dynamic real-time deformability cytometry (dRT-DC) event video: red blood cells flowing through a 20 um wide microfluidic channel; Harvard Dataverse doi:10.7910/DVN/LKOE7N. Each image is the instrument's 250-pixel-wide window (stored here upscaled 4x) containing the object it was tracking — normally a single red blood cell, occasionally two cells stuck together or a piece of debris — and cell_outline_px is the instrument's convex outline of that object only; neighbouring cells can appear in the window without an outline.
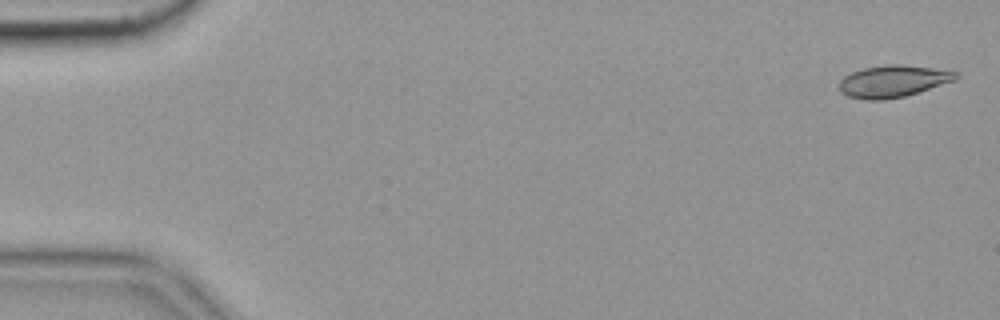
{"species": "common noctule bat (a hibernating species)", "species_latin": "Nyctalus noctula", "temperature_condition": "cold", "stored_images_in_passage": 57, "camera_frame_rate_fps": 3000, "um_per_image_px": 0.085, "animal": {"sex": "female", "body_mass_g": 19.9}, "frame": {"image": 1, "passage_image": 2, "time_ms": 0.333, "image_size_px": [1000, 320], "cell_outline_px": [[960, 76], [956, 80], [904, 96], [884, 100], [864, 100], [848, 96], [840, 92], [840, 80], [844, 76], [852, 72], [864, 68], [884, 64], [900, 64], [932, 68], [956, 72]], "centroid_in_image_um": [75.88, 6.9], "position_along_channel_um": 9.1, "area_um2": 21.62}}
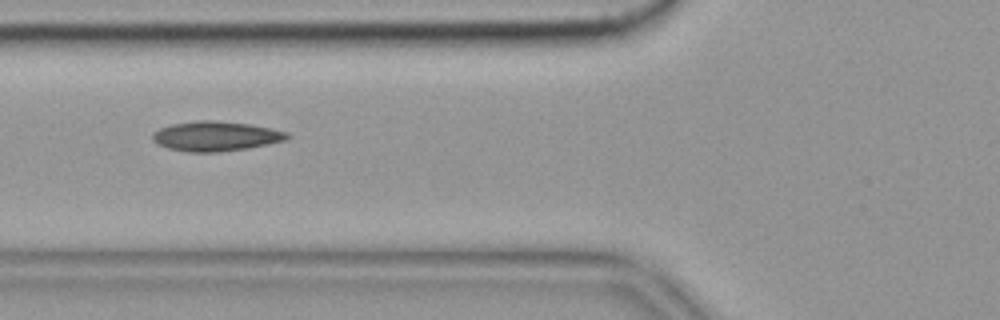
{"frame": {"image": 2, "passage_image": 22, "time_ms": 7.0, "image_size_px": [1000, 320], "cell_outline_px": [[292, 136], [288, 140], [248, 148], [216, 152], [188, 152], [168, 148], [152, 140], [152, 132], [160, 128], [172, 124], [196, 120], [216, 120], [248, 124], [272, 128], [288, 132]], "centroid_in_image_um": [18.37, 11.57], "position_along_channel_um": 107.4, "area_um2": 23.47}}
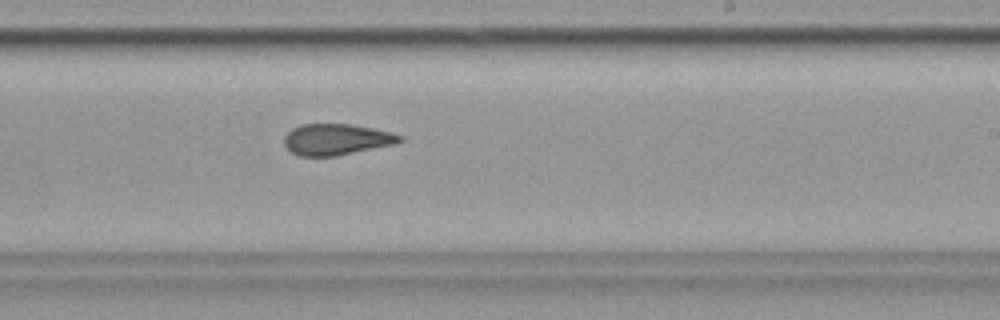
{"frame": {"image": 3, "passage_image": 35, "time_ms": 11.333, "image_size_px": [1000, 320], "cell_outline_px": [[404, 140], [396, 144], [336, 156], [296, 156], [284, 144], [284, 136], [292, 128], [300, 124], [348, 124], [392, 132], [404, 136]], "centroid_in_image_um": [28.61, 11.85], "position_along_channel_um": 260.4, "area_um2": 21.1}, "authors_computed_cell_mechanics": {"area_um2": 21.6172, "velocity_mm_per_s": 3.5408, "shape_relaxation_time_tau1_ms": null, "shape_relaxation_time_tau2_ms": 3.3414, "deformation_change_tau1": null, "deformation_change_tau2": 0.1007}}